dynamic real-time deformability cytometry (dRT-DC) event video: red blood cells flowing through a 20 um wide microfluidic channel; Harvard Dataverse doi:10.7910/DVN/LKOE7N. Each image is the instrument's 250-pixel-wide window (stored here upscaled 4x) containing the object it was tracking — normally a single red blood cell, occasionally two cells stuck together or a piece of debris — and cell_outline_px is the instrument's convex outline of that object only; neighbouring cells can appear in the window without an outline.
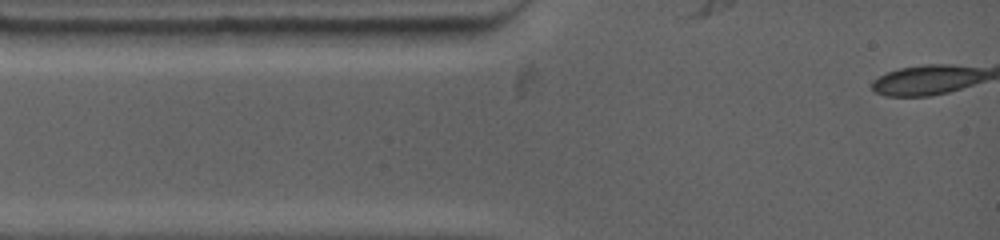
{"species": "common noctule bat (a hibernating species)", "species_latin": "Nyctalus noctula", "temperature_condition": "warm", "stored_images_in_passage": 2, "segment_of_instrument_passage": [1, 2], "camera_frame_rate_fps": 4500, "um_per_image_px": 0.085, "animal": {"sex": "female", "body_mass_g": 19.0, "forearm_length_mm": 53.3}, "frame": {"image": 1, "passage_image": 1, "time_ms": 0.0, "image_size_px": [1000, 240], "cell_outline_px": [[308, 28], [288, 44], [152, 48], [144, 44], [136, 32], [184, 28]], "centroid_in_image_um": [18.56, 3.14], "position_along_channel_um": 66.4, "area_um2": 19.77}}